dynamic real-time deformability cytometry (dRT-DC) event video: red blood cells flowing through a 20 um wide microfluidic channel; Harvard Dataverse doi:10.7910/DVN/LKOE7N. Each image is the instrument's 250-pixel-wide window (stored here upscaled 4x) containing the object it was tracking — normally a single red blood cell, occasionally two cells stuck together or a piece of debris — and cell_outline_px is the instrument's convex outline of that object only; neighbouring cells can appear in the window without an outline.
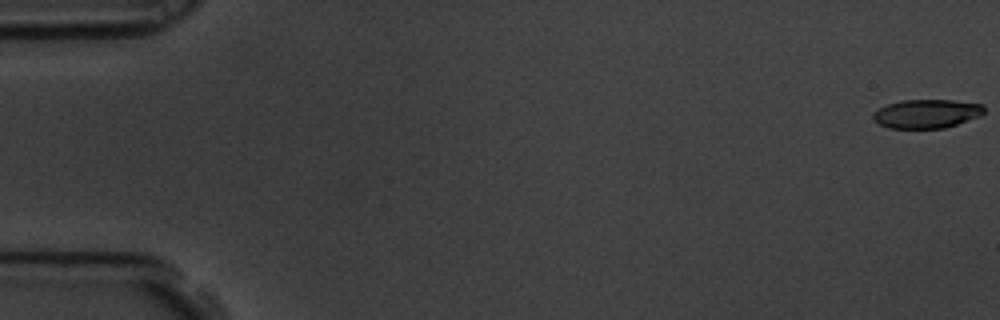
{"species": "common noctule bat (a hibernating species)", "species_latin": "Nyctalus noctula", "temperature_condition": "room temperature", "stored_images_in_passage": 9, "camera_frame_rate_fps": 3000, "um_per_image_px": 0.085, "animal": {"sex": "male", "body_mass_g": 19.5, "forearm_length_mm": 54.6}, "frame": {"image": 1, "passage_image": 1, "time_ms": 0.0, "image_size_px": [1000, 320], "cell_outline_px": [[984, 112], [980, 116], [944, 128], [888, 128], [872, 120], [872, 112], [888, 104], [900, 100], [952, 100], [984, 104]], "centroid_in_image_um": [78.74, 9.66], "position_along_channel_um": 6.3, "area_um2": 18.67}}